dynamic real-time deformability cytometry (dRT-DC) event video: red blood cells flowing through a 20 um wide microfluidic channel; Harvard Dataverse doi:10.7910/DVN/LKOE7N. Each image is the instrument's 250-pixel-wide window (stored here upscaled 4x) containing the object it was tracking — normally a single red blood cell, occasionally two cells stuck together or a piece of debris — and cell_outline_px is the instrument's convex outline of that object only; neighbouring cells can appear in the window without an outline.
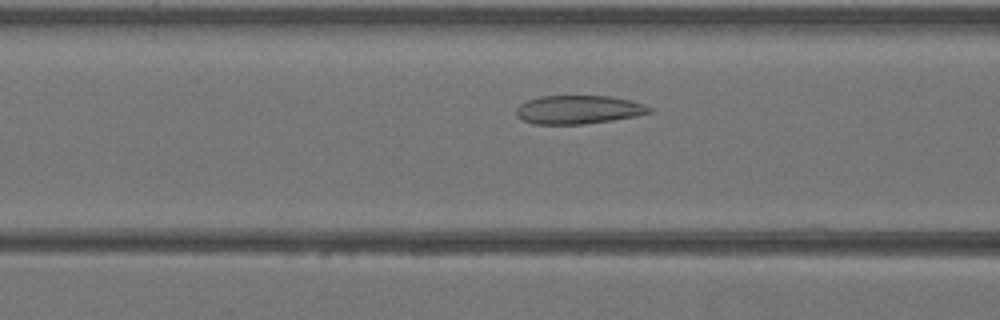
{"species": "Egyptian fruit bat (a non-hibernating species)", "species_latin": "Rousettus aegyptiacus", "temperature_condition": "warm", "stored_images_in_passage": 35, "camera_frame_rate_fps": 3000, "um_per_image_px": 0.085, "animal": {"sex": "female"}, "frame": {"image": 1, "passage_image": 10, "time_ms": 3.0, "image_size_px": [1000, 320], "cell_outline_px": [[652, 112], [636, 116], [612, 120], [584, 124], [532, 124], [516, 116], [516, 108], [520, 104], [528, 100], [540, 96], [612, 96], [644, 104], [652, 108]], "centroid_in_image_um": [49.16, 9.32], "position_along_channel_um": 117.4, "area_um2": 22.14}}
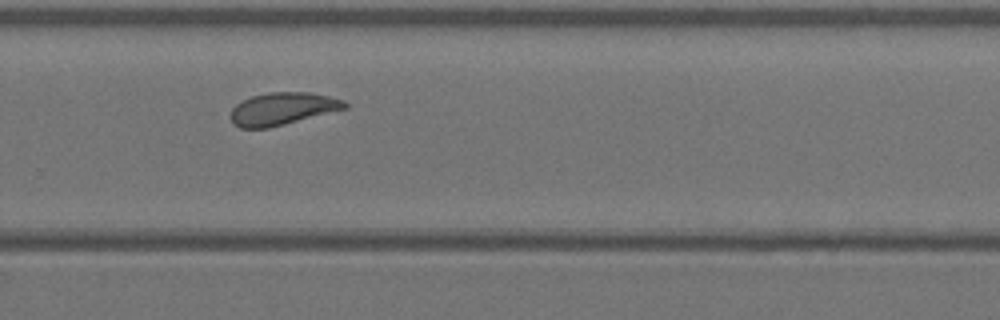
{"frame": {"image": 2, "passage_image": 22, "time_ms": 7.0, "image_size_px": [1000, 320], "cell_outline_px": [[348, 108], [268, 128], [240, 128], [232, 124], [232, 108], [236, 104], [252, 96], [268, 92], [308, 92], [332, 96], [344, 100], [348, 104]], "centroid_in_image_um": [24.04, 9.23], "position_along_channel_um": 305.8, "area_um2": 21.56}}
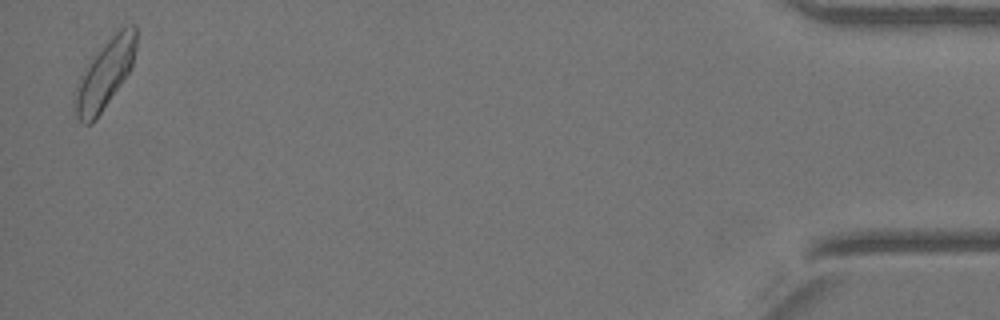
{"frame": {"image": 3, "passage_image": 35, "time_ms": 11.333, "image_size_px": [1000, 320], "cell_outline_px": [[136, 48], [132, 64], [128, 72], [96, 120], [92, 124], [84, 124], [76, 116], [72, 104], [76, 88], [88, 60], [124, 24], [136, 24]], "centroid_in_image_um": [8.89, 6.3], "position_along_channel_um": 426.3, "area_um2": 24.39}}